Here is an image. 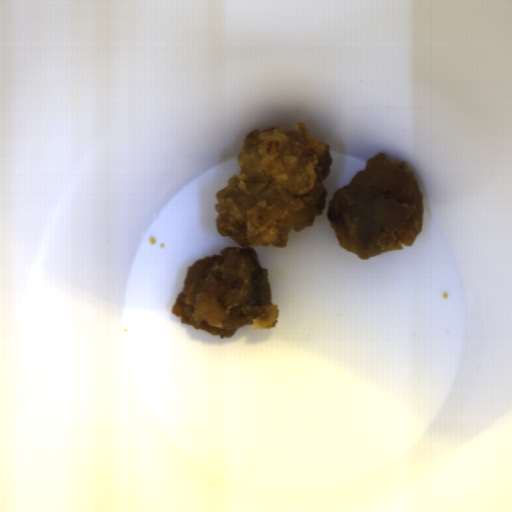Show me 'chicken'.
<instances>
[{
    "instance_id": "obj_2",
    "label": "chicken",
    "mask_w": 512,
    "mask_h": 512,
    "mask_svg": "<svg viewBox=\"0 0 512 512\" xmlns=\"http://www.w3.org/2000/svg\"><path fill=\"white\" fill-rule=\"evenodd\" d=\"M423 200L408 164L381 152L333 193L326 216L340 247L369 260L414 244L423 224Z\"/></svg>"
},
{
    "instance_id": "obj_1",
    "label": "chicken",
    "mask_w": 512,
    "mask_h": 512,
    "mask_svg": "<svg viewBox=\"0 0 512 512\" xmlns=\"http://www.w3.org/2000/svg\"><path fill=\"white\" fill-rule=\"evenodd\" d=\"M240 172L217 192L215 220L221 236L240 247L196 261L171 313L181 324L230 339L243 325L276 327L279 307L272 302L267 269L254 246L284 248L291 231L313 226L327 206L325 180L332 164L330 145L296 123L252 131L237 157Z\"/></svg>"
}]
</instances>
